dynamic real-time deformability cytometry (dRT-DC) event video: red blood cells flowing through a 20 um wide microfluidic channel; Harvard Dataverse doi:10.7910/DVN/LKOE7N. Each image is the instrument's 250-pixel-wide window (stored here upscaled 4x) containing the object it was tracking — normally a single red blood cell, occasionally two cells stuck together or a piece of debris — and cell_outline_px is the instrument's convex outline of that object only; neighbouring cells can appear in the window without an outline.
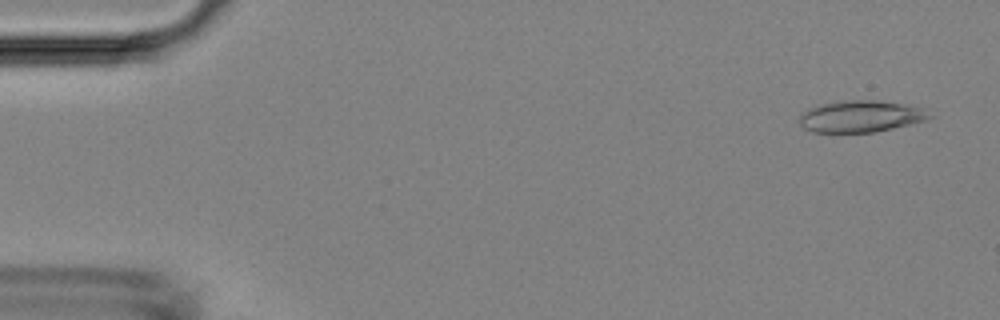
{"species": "Egyptian fruit bat (a non-hibernating species)", "species_latin": "Rousettus aegyptiacus", "temperature_condition": "room temperature", "stored_images_in_passage": 6, "camera_frame_rate_fps": 3000, "um_per_image_px": 0.085, "animal": {"sex": "female"}, "frame": {"image": 1, "passage_image": 1, "time_ms": 0.0, "image_size_px": [1000, 320], "cell_outline_px": [[932, 116], [924, 120], [876, 132], [812, 132], [804, 128], [800, 124], [800, 116], [808, 108], [820, 104], [836, 100], [880, 100], [904, 104], [924, 108]], "centroid_in_image_um": [73.13, 9.87], "position_along_channel_um": 11.9, "area_um2": 23.99}}